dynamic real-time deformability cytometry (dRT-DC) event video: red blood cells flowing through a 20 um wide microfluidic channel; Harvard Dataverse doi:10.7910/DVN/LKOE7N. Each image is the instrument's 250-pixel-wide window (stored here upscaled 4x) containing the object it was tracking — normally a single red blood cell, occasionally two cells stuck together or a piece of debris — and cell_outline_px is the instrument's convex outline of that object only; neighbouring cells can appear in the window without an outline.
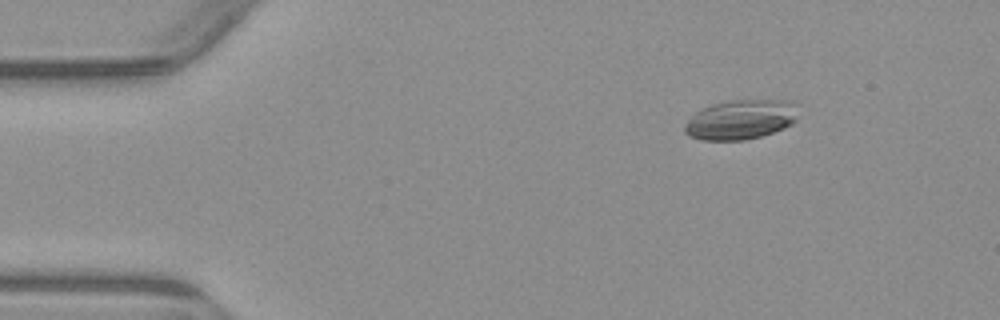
{"species": "common noctule bat (a hibernating species)", "species_latin": "Nyctalus noctula", "temperature_condition": "warm", "stored_images_in_passage": 3, "camera_frame_rate_fps": 3000, "um_per_image_px": 0.085, "animal": {"sex": "male", "body_mass_g": 23.1, "forearm_length_mm": 52.7}, "frame": {"image": 1, "passage_image": 1, "time_ms": 0.0, "image_size_px": [1000, 320], "cell_outline_px": [[796, 120], [792, 124], [784, 128], [760, 136], [744, 140], [700, 140], [688, 136], [684, 132], [684, 128], [688, 120], [696, 112], [712, 104], [728, 100], [792, 100]], "centroid_in_image_um": [62.92, 10.17], "position_along_channel_um": 22.1, "area_um2": 26.01}}